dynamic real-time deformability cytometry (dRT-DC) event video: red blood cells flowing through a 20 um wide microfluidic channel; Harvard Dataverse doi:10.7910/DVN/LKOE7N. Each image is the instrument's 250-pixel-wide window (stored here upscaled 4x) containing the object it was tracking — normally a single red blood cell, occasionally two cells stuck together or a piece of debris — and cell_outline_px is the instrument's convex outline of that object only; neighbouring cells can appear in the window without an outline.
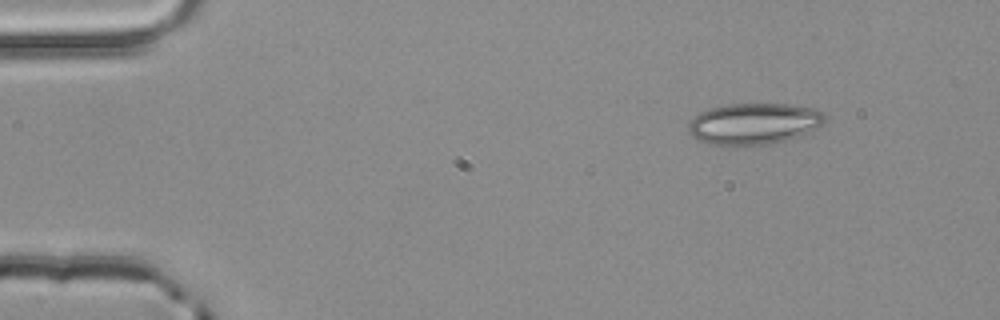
{"species": "common noctule bat (a hibernating species)", "species_latin": "Nyctalus noctula", "temperature_condition": "room temperature", "stored_images_in_passage": 3, "camera_frame_rate_fps": 3000, "um_per_image_px": 0.085, "animal": {"sex": "male", "body_mass_g": 20.4}, "frame": {"image": 1, "passage_image": 1, "time_ms": 0.0, "image_size_px": [1000, 320], "cell_outline_px": [[828, 116], [824, 124], [800, 136], [788, 140], [768, 144], [708, 144], [692, 136], [688, 132], [688, 124], [700, 112], [708, 108], [728, 104], [788, 104], [816, 108], [824, 112]], "centroid_in_image_um": [64.14, 10.49], "position_along_channel_um": 20.9, "area_um2": 32.89}}